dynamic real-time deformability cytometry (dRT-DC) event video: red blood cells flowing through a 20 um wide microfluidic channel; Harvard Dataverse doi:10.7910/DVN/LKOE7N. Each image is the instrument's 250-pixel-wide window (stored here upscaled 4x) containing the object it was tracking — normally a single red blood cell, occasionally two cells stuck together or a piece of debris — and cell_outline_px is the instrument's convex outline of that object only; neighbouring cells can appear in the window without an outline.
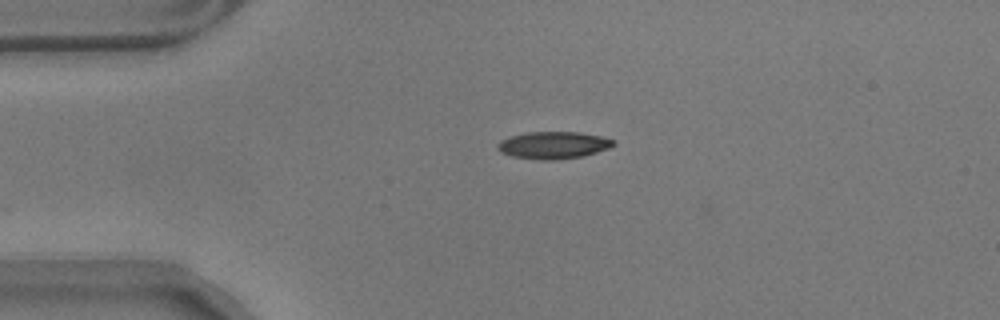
{"species": "common noctule bat (a hibernating species)", "species_latin": "Nyctalus noctula", "temperature_condition": "warm", "stored_images_in_passage": 27, "camera_frame_rate_fps": 3000, "um_per_image_px": 0.085, "animal": {"sex": "male", "body_mass_g": 17.9}, "frame": {"image": 1, "passage_image": 2, "time_ms": 0.333, "image_size_px": [1000, 320], "cell_outline_px": [[616, 144], [608, 148], [584, 156], [556, 160], [540, 160], [512, 156], [500, 152], [496, 148], [496, 144], [500, 140], [512, 136], [528, 132], [580, 132], [600, 136], [616, 140]], "centroid_in_image_um": [47.03, 12.34], "position_along_channel_um": 38.0, "area_um2": 18.44}}
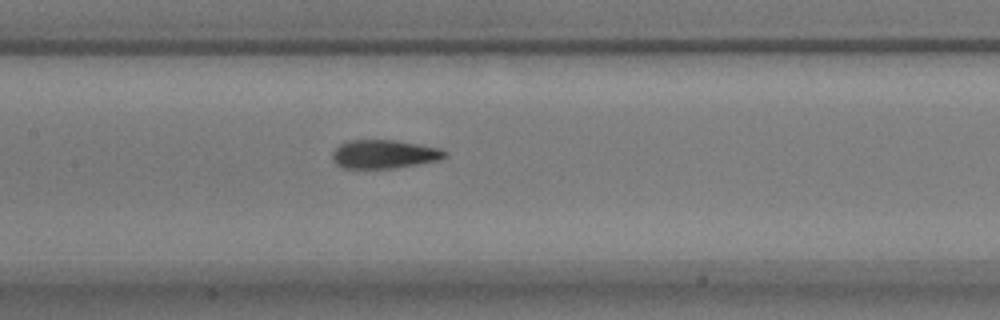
{"frame": {"image": 2, "passage_image": 16, "time_ms": 5.0, "image_size_px": [1000, 320], "cell_outline_px": [[448, 156], [440, 160], [396, 168], [340, 168], [332, 160], [332, 152], [340, 144], [348, 140], [396, 140], [440, 148], [448, 152]], "centroid_in_image_um": [32.66, 13.1], "position_along_channel_um": 174.7, "area_um2": 18.96}}
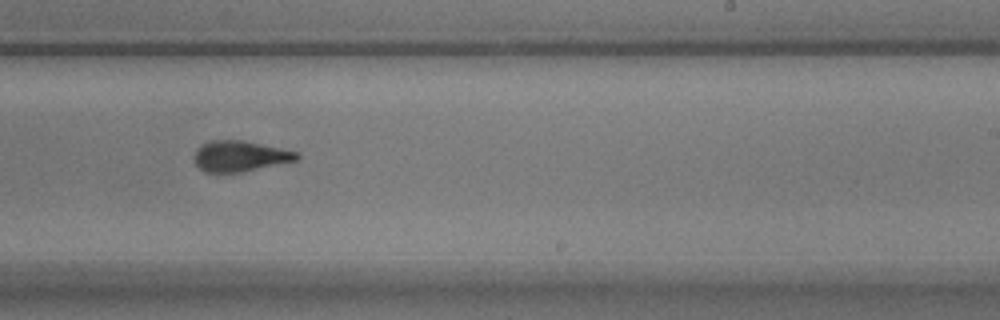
{"frame": {"image": 3, "passage_image": 24, "time_ms": 7.667, "image_size_px": [1000, 320], "cell_outline_px": [[300, 156], [296, 160], [240, 172], [204, 172], [196, 164], [192, 156], [196, 148], [200, 144], [212, 140], [244, 140], [300, 152]], "centroid_in_image_um": [20.36, 13.25], "position_along_channel_um": 268.6, "area_um2": 18.44}}